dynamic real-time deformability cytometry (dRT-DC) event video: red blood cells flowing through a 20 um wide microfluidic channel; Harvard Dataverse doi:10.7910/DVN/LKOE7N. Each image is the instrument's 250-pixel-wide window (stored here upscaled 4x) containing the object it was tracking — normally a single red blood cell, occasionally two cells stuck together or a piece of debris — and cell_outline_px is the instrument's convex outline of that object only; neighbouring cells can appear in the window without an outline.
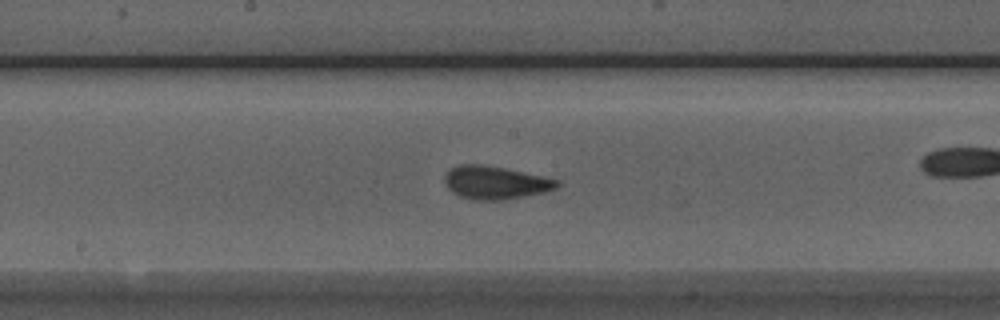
{"species": "Egyptian fruit bat (a non-hibernating species)", "species_latin": "Rousettus aegyptiacus", "temperature_condition": "room temperature", "stored_images_in_passage": 37, "camera_frame_rate_fps": 3000, "um_per_image_px": 0.085, "animal": {"sex": "male"}, "frame": {"image": 1, "passage_image": 16, "time_ms": 5.0, "image_size_px": [1000, 320], "cell_outline_px": [[560, 184], [556, 188], [544, 192], [504, 200], [472, 200], [460, 196], [452, 192], [448, 188], [444, 180], [444, 176], [452, 168], [460, 164], [484, 164], [544, 176], [560, 180]], "centroid_in_image_um": [42.11, 15.52], "position_along_channel_um": 206.1, "area_um2": 21.68}}
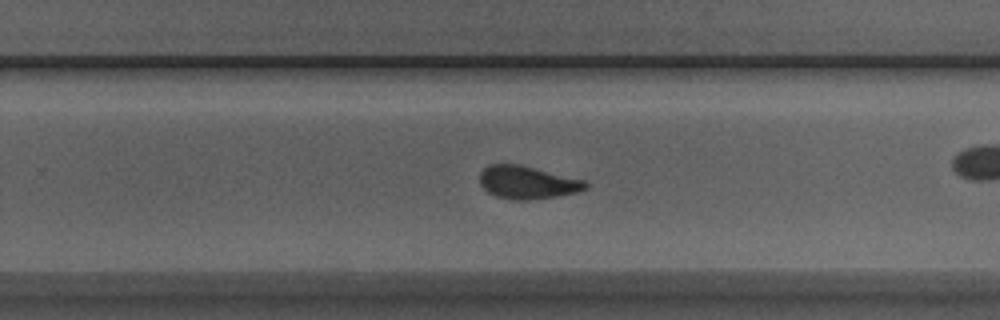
{"frame": {"image": 2, "passage_image": 22, "time_ms": 7.0, "image_size_px": [1000, 320], "cell_outline_px": [[588, 188], [576, 192], [556, 196], [528, 200], [516, 200], [496, 196], [488, 192], [480, 184], [480, 172], [488, 164], [520, 164], [584, 180], [588, 184]], "centroid_in_image_um": [44.81, 15.5], "position_along_channel_um": 285.0, "area_um2": 20.17}, "authors_computed_cell_mechanics": {"area_um2": 20.7502, "velocity_mm_per_s": 3.968, "shape_relaxation_time_tau1_ms": 5.0213, "shape_relaxation_time_tau2_ms": 1.184, "deformation_change_tau1": 0.1391, "deformation_change_tau2": 0.0692}}